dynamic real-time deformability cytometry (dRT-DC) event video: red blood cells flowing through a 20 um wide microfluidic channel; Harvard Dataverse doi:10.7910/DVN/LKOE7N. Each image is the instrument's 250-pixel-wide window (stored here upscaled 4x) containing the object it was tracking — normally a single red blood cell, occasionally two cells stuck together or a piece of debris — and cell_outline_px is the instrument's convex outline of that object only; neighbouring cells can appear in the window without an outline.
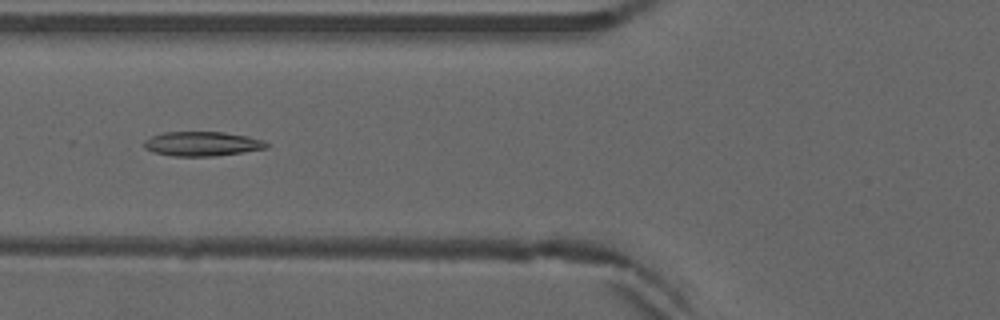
{"species": "common noctule bat (a hibernating species)", "species_latin": "Nyctalus noctula", "temperature_condition": "warm", "stored_images_in_passage": 53, "camera_frame_rate_fps": 3000, "um_per_image_px": 0.085, "animal": {"sex": "male", "forearm_length_mm": 52.5}, "frame": {"image": 1, "passage_image": 21, "time_ms": 6.667, "image_size_px": [1000, 320], "cell_outline_px": [[268, 148], [212, 156], [172, 156], [152, 152], [144, 148], [144, 140], [152, 136], [164, 132], [224, 132], [248, 136], [264, 140], [268, 144]], "centroid_in_image_um": [17.16, 12.22], "position_along_channel_um": 108.6, "area_um2": 17.4}}
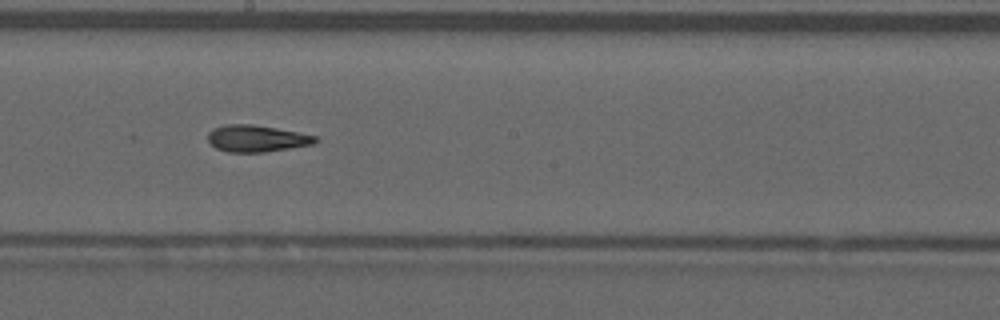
{"frame": {"image": 2, "passage_image": 30, "time_ms": 9.667, "image_size_px": [1000, 320], "cell_outline_px": [[320, 140], [312, 144], [264, 152], [228, 152], [216, 148], [208, 140], [208, 132], [212, 128], [224, 124], [252, 124], [276, 128], [316, 136]], "centroid_in_image_um": [21.78, 11.76], "position_along_channel_um": 226.4, "area_um2": 16.65}}
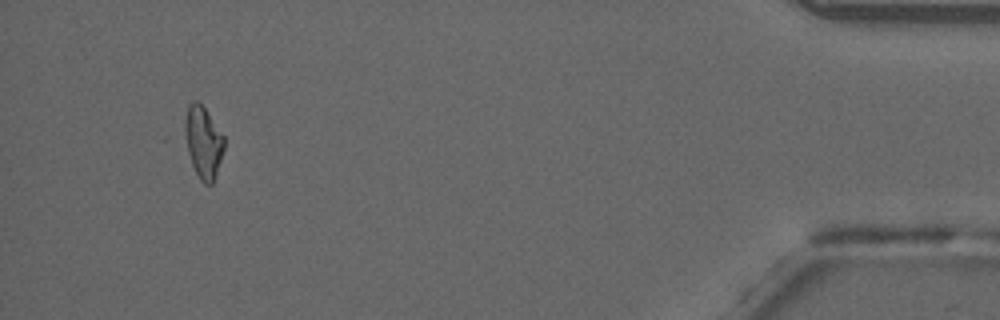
{"frame": {"image": 3, "passage_image": 50, "time_ms": 16.333, "image_size_px": [1000, 320], "cell_outline_px": [[224, 148], [212, 184], [204, 184], [200, 180], [192, 164], [188, 152], [184, 132], [184, 120], [188, 104], [192, 100], [196, 100], [204, 108], [224, 136]], "centroid_in_image_um": [17.25, 12.06], "position_along_channel_um": 417.9, "area_um2": 16.18}, "authors_computed_cell_mechanics": {"area_um2": 17.2822, "velocity_mm_per_s": 3.9229, "shape_relaxation_time_tau1_ms": null, "shape_relaxation_time_tau2_ms": 3.5496, "deformation_change_tau1": null, "deformation_change_tau2": 0.1087}}